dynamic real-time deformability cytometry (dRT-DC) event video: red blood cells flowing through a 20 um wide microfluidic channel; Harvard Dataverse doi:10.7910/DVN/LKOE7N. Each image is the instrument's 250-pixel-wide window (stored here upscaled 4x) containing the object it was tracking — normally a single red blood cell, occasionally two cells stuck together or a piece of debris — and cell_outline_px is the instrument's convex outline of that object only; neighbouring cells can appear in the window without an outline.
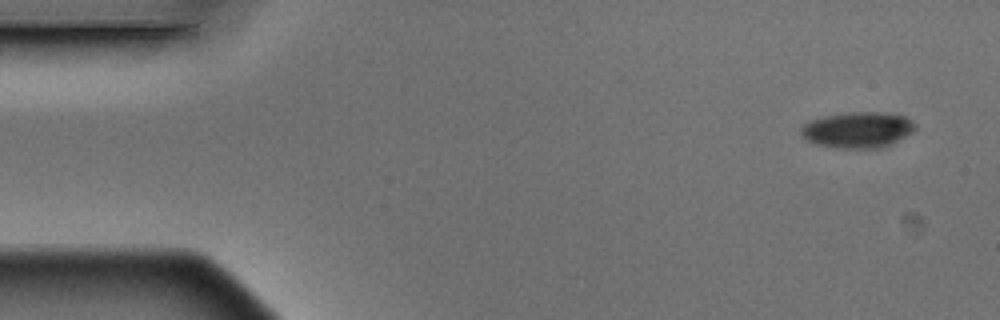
{"species": "Egyptian fruit bat (a non-hibernating species)", "species_latin": "Rousettus aegyptiacus", "temperature_condition": "warm", "stored_images_in_passage": 4, "camera_frame_rate_fps": 3000, "um_per_image_px": 0.085, "animal": {"sex": "male"}, "frame": {"image": 1, "passage_image": 1, "time_ms": 0.0, "image_size_px": [1000, 320], "cell_outline_px": [[916, 128], [912, 132], [892, 144], [880, 148], [840, 148], [816, 144], [808, 140], [800, 132], [800, 128], [808, 120], [824, 116], [848, 112], [888, 112], [904, 116], [912, 120], [916, 124]], "centroid_in_image_um": [72.92, 11.02], "position_along_channel_um": 12.1, "area_um2": 24.04}}
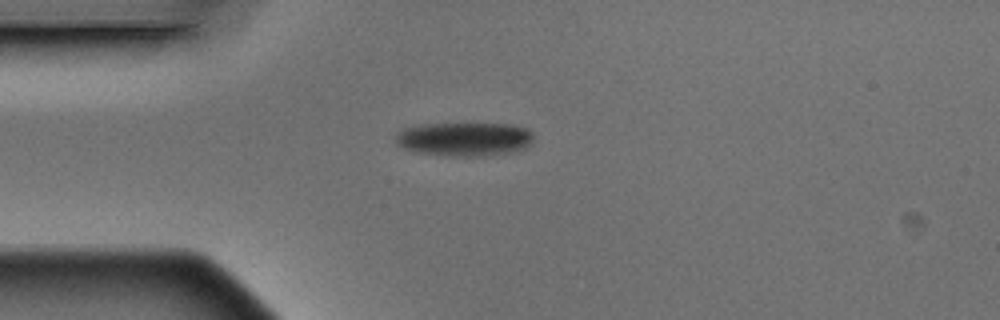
{"frame": {"image": 2, "passage_image": 4, "time_ms": 1.0, "image_size_px": [1000, 320], "cell_outline_px": [[532, 144], [516, 152], [480, 156], [456, 156], [416, 152], [404, 148], [396, 144], [396, 132], [404, 128], [420, 124], [512, 124], [528, 128], [532, 132]], "centroid_in_image_um": [39.5, 11.82], "position_along_channel_um": 45.5, "area_um2": 27.34}}